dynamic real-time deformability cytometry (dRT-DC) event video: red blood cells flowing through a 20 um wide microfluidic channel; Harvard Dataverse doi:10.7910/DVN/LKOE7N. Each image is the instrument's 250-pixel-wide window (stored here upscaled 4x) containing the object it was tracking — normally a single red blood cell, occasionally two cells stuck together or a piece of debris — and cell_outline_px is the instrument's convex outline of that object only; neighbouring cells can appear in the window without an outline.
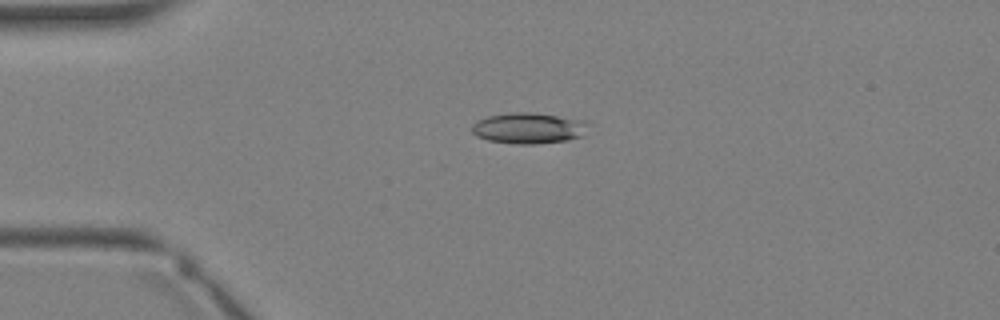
{"species": "Egyptian fruit bat (a non-hibernating species)", "species_latin": "Rousettus aegyptiacus", "temperature_condition": "warm", "stored_images_in_passage": 2, "camera_frame_rate_fps": 3000, "um_per_image_px": 0.085, "animal": {"sex": "female"}, "frame": {"image": 1, "passage_image": 2, "time_ms": 1.333, "image_size_px": [1000, 320], "cell_outline_px": [[588, 124], [584, 136], [568, 140], [536, 144], [516, 144], [488, 140], [476, 136], [472, 132], [472, 124], [476, 120], [488, 116], [512, 112], [532, 112], [588, 120]], "centroid_in_image_um": [44.96, 10.89], "position_along_channel_um": 40.0, "area_um2": 21.27}}